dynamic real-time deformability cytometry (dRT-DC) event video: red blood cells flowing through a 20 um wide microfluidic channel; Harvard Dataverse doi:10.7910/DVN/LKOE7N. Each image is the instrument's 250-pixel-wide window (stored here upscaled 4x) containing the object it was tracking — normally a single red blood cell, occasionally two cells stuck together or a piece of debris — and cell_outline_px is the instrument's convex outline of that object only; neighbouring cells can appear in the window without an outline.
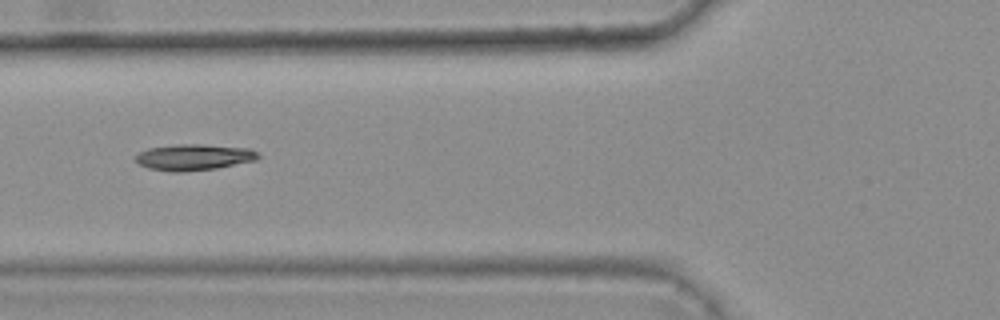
{"species": "common noctule bat (a hibernating species)", "species_latin": "Nyctalus noctula", "temperature_condition": "warm", "stored_images_in_passage": 4, "camera_frame_rate_fps": 3000, "um_per_image_px": 0.085, "animal": {"sex": "female", "body_mass_g": 25.1}, "frame": {"image": 1, "passage_image": 3, "time_ms": 0.667, "image_size_px": [1000, 320], "cell_outline_px": [[260, 156], [256, 160], [216, 168], [184, 172], [172, 172], [148, 168], [140, 164], [136, 160], [136, 156], [140, 152], [148, 148], [180, 144], [204, 144], [252, 148]], "centroid_in_image_um": [16.5, 13.36], "position_along_channel_um": 109.3, "area_um2": 18.67}}
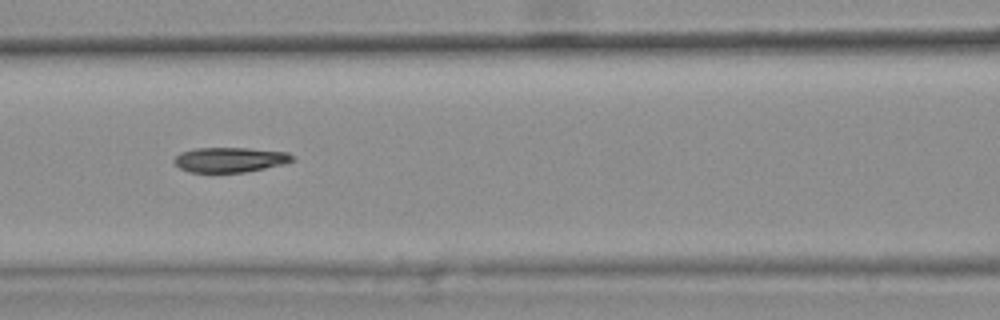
{"frame": {"image": 2, "passage_image": 4, "time_ms": 1.0, "image_size_px": [1000, 320], "cell_outline_px": [[296, 160], [284, 164], [244, 172], [188, 172], [180, 168], [172, 160], [180, 152], [192, 148], [248, 148], [288, 152], [296, 156]], "centroid_in_image_um": [19.57, 13.57], "position_along_channel_um": 147.0, "area_um2": 17.34}}